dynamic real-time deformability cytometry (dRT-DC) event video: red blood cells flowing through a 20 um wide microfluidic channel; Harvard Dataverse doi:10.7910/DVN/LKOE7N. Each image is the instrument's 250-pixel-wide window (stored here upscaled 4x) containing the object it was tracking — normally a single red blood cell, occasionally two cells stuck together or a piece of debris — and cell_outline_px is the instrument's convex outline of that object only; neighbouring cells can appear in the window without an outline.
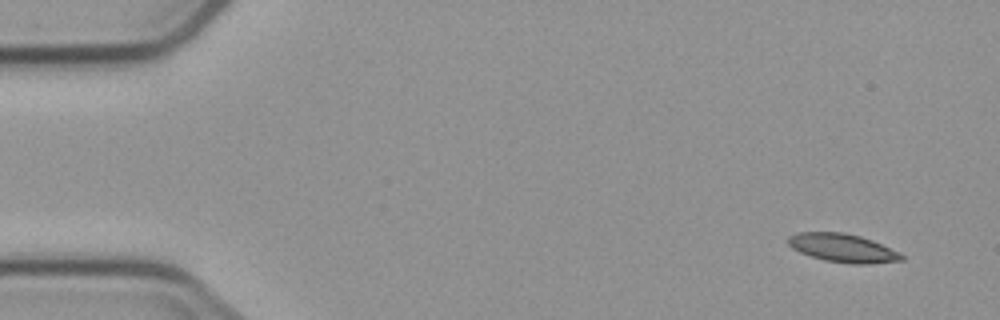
{"species": "common noctule bat (a hibernating species)", "species_latin": "Nyctalus noctula", "temperature_condition": "cold", "stored_images_in_passage": 4, "camera_frame_rate_fps": 3000, "um_per_image_px": 0.085, "animal": {"sex": "male", "body_mass_g": 23.1, "forearm_length_mm": 52.7}, "frame": {"image": 1, "passage_image": 1, "time_ms": 0.0, "image_size_px": [1000, 320], "cell_outline_px": [[904, 260], [864, 264], [852, 264], [824, 260], [800, 252], [792, 248], [788, 244], [788, 236], [796, 232], [844, 232], [860, 236], [872, 240], [900, 252], [904, 256]], "centroid_in_image_um": [71.63, 21.07], "position_along_channel_um": 13.4, "area_um2": 18.79}}
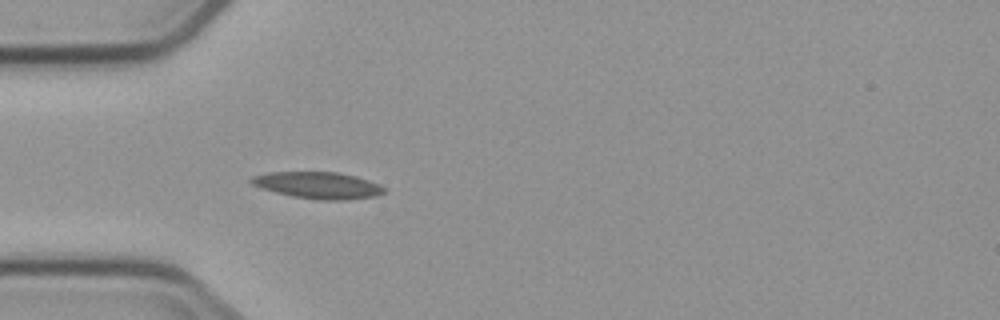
{"frame": {"image": 2, "passage_image": 4, "time_ms": 4.333, "image_size_px": [1000, 320], "cell_outline_px": [[384, 192], [376, 196], [336, 200], [320, 200], [292, 196], [260, 188], [252, 184], [248, 180], [252, 176], [268, 172], [336, 172], [356, 176], [368, 180], [384, 188]], "centroid_in_image_um": [26.97, 15.74], "position_along_channel_um": 58.0, "area_um2": 20.4}}